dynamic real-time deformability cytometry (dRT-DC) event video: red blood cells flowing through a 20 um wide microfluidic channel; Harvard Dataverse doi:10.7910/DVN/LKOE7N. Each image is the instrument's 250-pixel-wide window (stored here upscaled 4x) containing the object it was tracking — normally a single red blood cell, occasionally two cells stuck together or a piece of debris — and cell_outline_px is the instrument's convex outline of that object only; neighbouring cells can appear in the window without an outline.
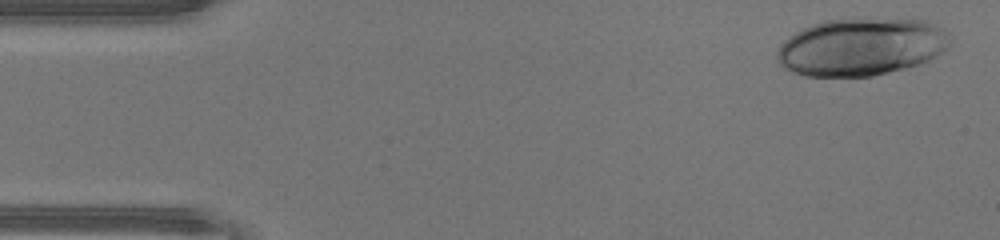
{"species": "human", "species_latin": "Homo sapiens", "temperature_condition": "warm", "stored_images_in_passage": 45, "camera_frame_rate_fps": 3000, "um_per_image_px": 0.085, "donor": {"sex": "male"}, "frame": {"image": 1, "passage_image": 2, "time_ms": 0.333, "image_size_px": [1000, 240], "cell_outline_px": [[952, 36], [948, 48], [928, 60], [920, 64], [872, 76], [804, 76], [792, 72], [784, 68], [776, 60], [776, 52], [780, 44], [788, 36], [812, 24], [824, 20], [864, 16], [928, 20], [944, 28]], "centroid_in_image_um": [73.22, 3.94], "position_along_channel_um": 11.8, "area_um2": 59.42}}
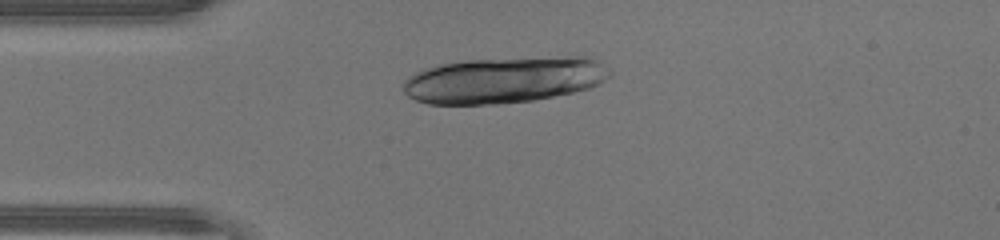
{"frame": {"image": 2, "passage_image": 11, "time_ms": 3.333, "image_size_px": [1000, 240], "cell_outline_px": [[612, 76], [600, 84], [588, 88], [572, 92], [532, 100], [496, 104], [428, 104], [416, 100], [408, 96], [404, 92], [400, 84], [408, 76], [424, 68], [440, 64], [468, 60], [576, 56], [580, 56], [596, 60], [612, 72]], "centroid_in_image_um": [42.8, 6.8], "position_along_channel_um": 42.2, "area_um2": 55.6}}